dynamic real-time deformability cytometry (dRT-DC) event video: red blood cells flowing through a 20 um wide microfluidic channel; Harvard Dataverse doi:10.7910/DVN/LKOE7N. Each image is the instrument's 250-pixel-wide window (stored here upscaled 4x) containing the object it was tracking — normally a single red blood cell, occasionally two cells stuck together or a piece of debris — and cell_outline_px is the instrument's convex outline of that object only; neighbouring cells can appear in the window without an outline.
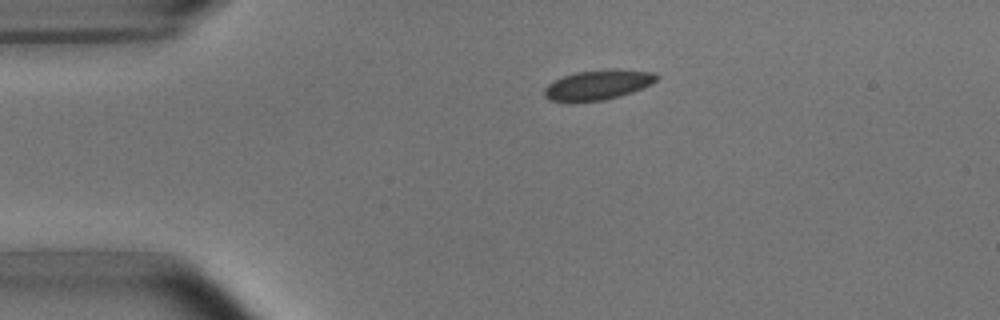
{"species": "common noctule bat (a hibernating species)", "species_latin": "Nyctalus noctula", "temperature_condition": "room temperature", "stored_images_in_passage": 2, "camera_frame_rate_fps": 3000, "um_per_image_px": 0.085, "animal": {"sex": "male", "body_mass_g": 15.6}, "frame": {"image": 1, "passage_image": 1, "time_ms": 0.0, "image_size_px": [1000, 320], "cell_outline_px": [[660, 76], [652, 84], [632, 92], [620, 96], [604, 100], [568, 104], [548, 100], [544, 96], [544, 88], [548, 84], [564, 76], [576, 72], [652, 72]], "centroid_in_image_um": [50.7, 7.31], "position_along_channel_um": 34.3, "area_um2": 18.96}}